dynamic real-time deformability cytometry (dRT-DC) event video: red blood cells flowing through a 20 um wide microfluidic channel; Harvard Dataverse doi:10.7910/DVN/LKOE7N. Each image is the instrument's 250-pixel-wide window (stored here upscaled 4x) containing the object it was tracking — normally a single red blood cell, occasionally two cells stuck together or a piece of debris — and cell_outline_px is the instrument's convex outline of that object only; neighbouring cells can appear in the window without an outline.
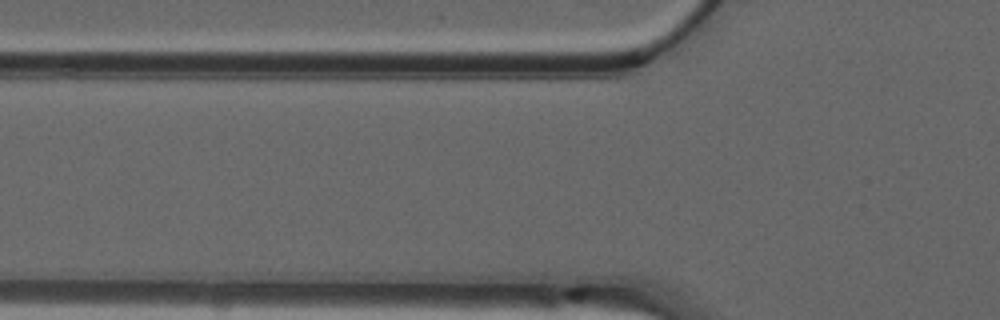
{"species": "common noctule bat (a hibernating species)", "species_latin": "Nyctalus noctula", "temperature_condition": "warm", "stored_images_in_passage": 3, "camera_frame_rate_fps": 3000, "um_per_image_px": 0.085, "animal": {"sex": "male", "forearm_length_mm": 52.5}, "frame": {"image": 1, "passage_image": 3, "time_ms": 0.667, "image_size_px": [1000, 320], "cell_outline_px": [[588, 300], [584, 304], [540, 304], [484, 300], [524, 288], [572, 276], [576, 276], [588, 296]], "centroid_in_image_um": [46.64, 24.94], "position_along_channel_um": 79.2, "area_um2": 12.02}}